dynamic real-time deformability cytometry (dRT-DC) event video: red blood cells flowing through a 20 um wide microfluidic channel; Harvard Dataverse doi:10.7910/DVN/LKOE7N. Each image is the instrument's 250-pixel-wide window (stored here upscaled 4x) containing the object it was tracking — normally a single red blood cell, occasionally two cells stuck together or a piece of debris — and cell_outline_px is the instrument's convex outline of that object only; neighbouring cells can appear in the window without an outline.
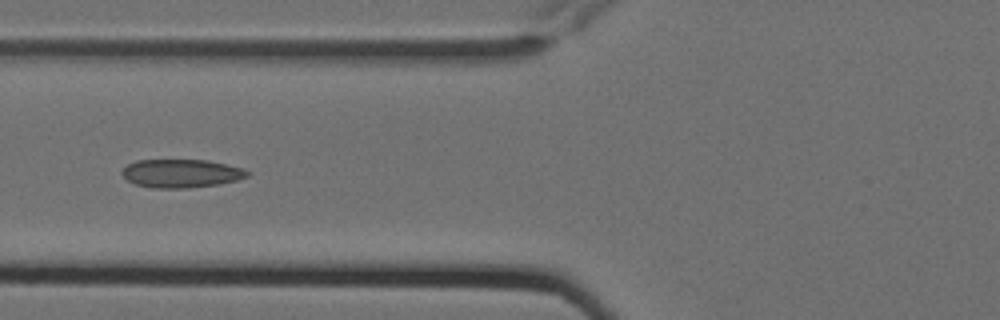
{"species": "Egyptian fruit bat (a non-hibernating species)", "species_latin": "Rousettus aegyptiacus", "temperature_condition": "cold", "stored_images_in_passage": 2, "camera_frame_rate_fps": 3000, "um_per_image_px": 0.085, "animal": {"sex": "female"}, "frame": {"image": 1, "passage_image": 2, "time_ms": 0.333, "image_size_px": [1000, 320], "cell_outline_px": [[248, 176], [236, 180], [220, 184], [188, 188], [152, 188], [136, 184], [128, 180], [120, 172], [128, 164], [136, 160], [208, 160], [244, 168], [248, 172]], "centroid_in_image_um": [15.41, 14.74], "position_along_channel_um": 110.4, "area_um2": 20.69}}